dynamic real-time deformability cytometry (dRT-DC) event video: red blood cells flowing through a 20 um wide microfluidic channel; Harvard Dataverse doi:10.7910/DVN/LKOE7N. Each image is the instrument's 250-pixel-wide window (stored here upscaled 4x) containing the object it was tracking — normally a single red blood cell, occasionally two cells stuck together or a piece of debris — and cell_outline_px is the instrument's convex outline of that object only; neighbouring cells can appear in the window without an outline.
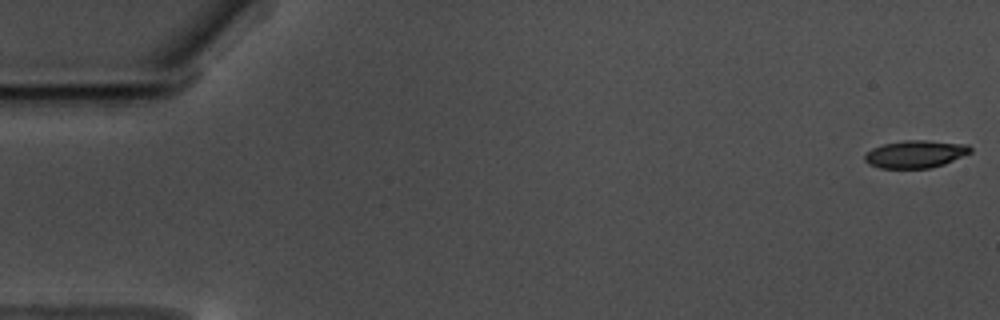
{"species": "common noctule bat (a hibernating species)", "species_latin": "Nyctalus noctula", "temperature_condition": "warm", "stored_images_in_passage": 14, "camera_frame_rate_fps": 3000, "um_per_image_px": 0.085, "animal": {"sex": "male", "body_mass_g": 17.5, "forearm_length_mm": 52.3}, "frame": {"image": 1, "passage_image": 1, "time_ms": 0.0, "image_size_px": [1000, 320], "cell_outline_px": [[972, 152], [944, 164], [932, 168], [880, 168], [868, 164], [864, 160], [864, 156], [872, 148], [884, 144], [904, 140], [924, 140], [968, 144], [972, 148]], "centroid_in_image_um": [77.83, 13.1], "position_along_channel_um": 7.2, "area_um2": 16.99}}